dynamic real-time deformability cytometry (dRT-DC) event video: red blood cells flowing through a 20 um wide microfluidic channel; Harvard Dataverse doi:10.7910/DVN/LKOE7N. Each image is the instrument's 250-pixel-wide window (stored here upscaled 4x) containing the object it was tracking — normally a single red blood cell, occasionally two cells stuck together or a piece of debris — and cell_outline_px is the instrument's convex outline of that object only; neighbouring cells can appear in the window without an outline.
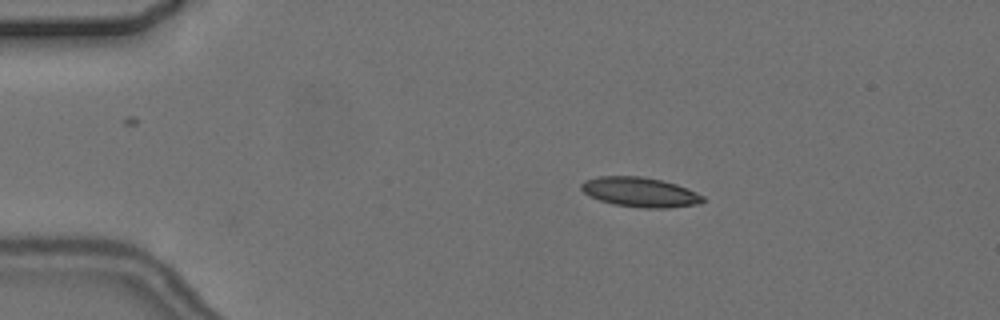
{"species": "common noctule bat (a hibernating species)", "species_latin": "Nyctalus noctula", "temperature_condition": "cold", "stored_images_in_passage": 5, "camera_frame_rate_fps": 3000, "um_per_image_px": 0.085, "animal": {"sex": "female", "body_mass_g": 24.6, "forearm_length_mm": 56.2}, "frame": {"image": 1, "passage_image": 2, "time_ms": 1.333, "image_size_px": [1000, 320], "cell_outline_px": [[704, 200], [700, 204], [668, 208], [640, 208], [612, 204], [588, 196], [580, 188], [580, 184], [584, 180], [596, 176], [640, 176], [660, 180], [676, 184], [688, 188], [704, 196]], "centroid_in_image_um": [54.38, 16.33], "position_along_channel_um": 30.6, "area_um2": 21.27}}
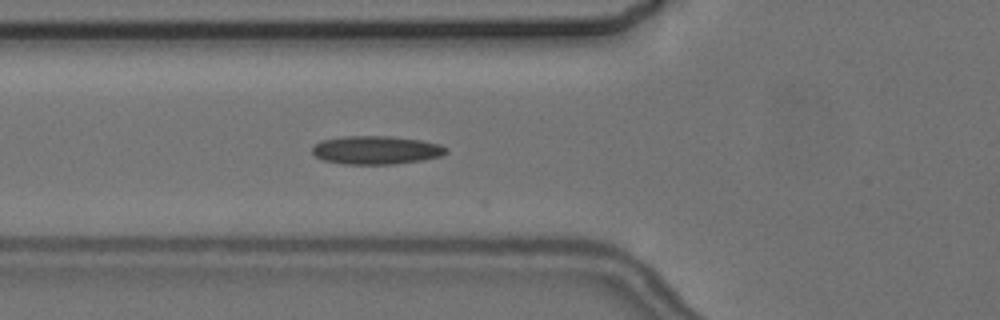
{"frame": {"image": 2, "passage_image": 5, "time_ms": 4.667, "image_size_px": [1000, 320], "cell_outline_px": [[448, 152], [440, 156], [424, 160], [392, 164], [344, 164], [324, 160], [316, 156], [312, 152], [312, 148], [320, 140], [344, 136], [392, 136], [420, 140], [440, 144], [448, 148]], "centroid_in_image_um": [31.99, 12.75], "position_along_channel_um": 93.8, "area_um2": 22.2}}